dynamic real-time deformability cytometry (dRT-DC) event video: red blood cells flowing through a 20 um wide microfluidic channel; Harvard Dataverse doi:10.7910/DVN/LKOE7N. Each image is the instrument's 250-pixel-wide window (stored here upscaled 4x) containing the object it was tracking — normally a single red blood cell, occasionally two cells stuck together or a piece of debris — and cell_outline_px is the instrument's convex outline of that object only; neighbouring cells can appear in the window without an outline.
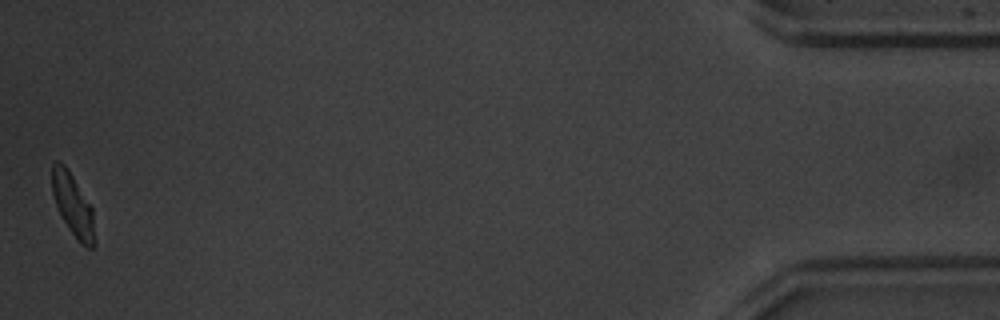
{"species": "common noctule bat (a hibernating species)", "species_latin": "Nyctalus noctula", "temperature_condition": "warm", "stored_images_in_passage": 37, "camera_frame_rate_fps": 3000, "um_per_image_px": 0.085, "animal": {"sex": "male", "body_mass_g": 20.1, "forearm_length_mm": 53.5}, "frame": {"image": 1, "passage_image": 37, "time_ms": 12.0, "image_size_px": [1000, 320], "cell_outline_px": [[96, 244], [92, 248], [88, 248], [80, 244], [68, 228], [56, 204], [52, 192], [52, 164], [56, 160], [64, 164], [68, 168], [92, 208]], "centroid_in_image_um": [6.21, 17.45], "position_along_channel_um": 429.0, "area_um2": 15.43}, "authors_computed_cell_mechanics": {"area_um2": 16.6464, "velocity_mm_per_s": 3.9114, "shape_relaxation_time_tau1_ms": 1.6413, "shape_relaxation_time_tau2_ms": 2.0046, "deformation_change_tau1": 0.145, "deformation_change_tau2": 0.0876}}